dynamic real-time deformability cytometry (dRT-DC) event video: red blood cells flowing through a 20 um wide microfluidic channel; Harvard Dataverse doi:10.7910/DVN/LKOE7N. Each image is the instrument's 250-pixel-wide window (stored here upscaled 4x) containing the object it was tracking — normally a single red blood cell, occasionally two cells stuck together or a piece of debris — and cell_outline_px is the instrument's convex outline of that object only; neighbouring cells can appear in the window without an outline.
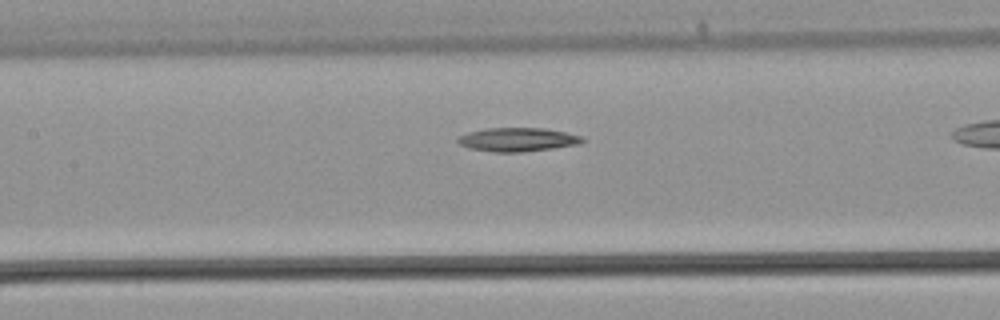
{"species": "common noctule bat (a hibernating species)", "species_latin": "Nyctalus noctula", "temperature_condition": "warm", "stored_images_in_passage": 23, "camera_frame_rate_fps": 3000, "um_per_image_px": 0.085, "animal": {"sex": "male", "body_mass_g": 21.5, "forearm_length_mm": 52.0}, "frame": {"image": 1, "passage_image": 10, "time_ms": 3.0, "image_size_px": [1000, 320], "cell_outline_px": [[584, 140], [580, 144], [552, 148], [520, 152], [492, 152], [468, 148], [460, 144], [456, 140], [456, 136], [468, 132], [484, 128], [544, 128], [564, 132], [580, 136]], "centroid_in_image_um": [43.92, 11.86], "position_along_channel_um": 163.5, "area_um2": 17.22}}